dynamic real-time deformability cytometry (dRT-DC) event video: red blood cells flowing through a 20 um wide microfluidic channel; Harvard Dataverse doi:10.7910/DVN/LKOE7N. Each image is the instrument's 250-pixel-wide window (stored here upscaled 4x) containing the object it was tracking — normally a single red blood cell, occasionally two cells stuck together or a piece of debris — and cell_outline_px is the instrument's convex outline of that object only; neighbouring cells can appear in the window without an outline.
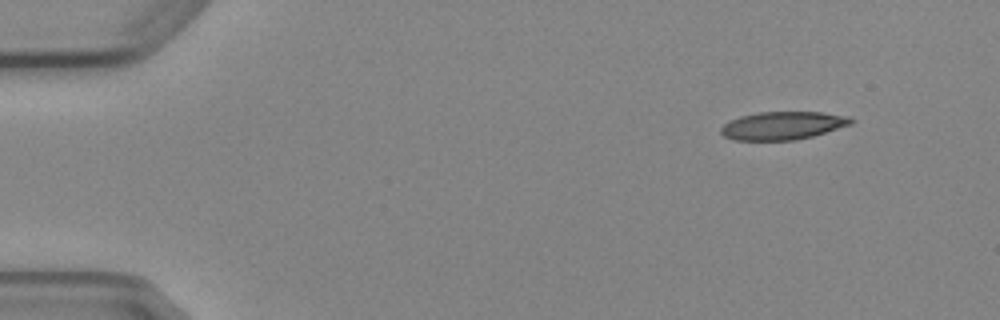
{"species": "Egyptian fruit bat (a non-hibernating species)", "species_latin": "Rousettus aegyptiacus", "temperature_condition": "cold", "stored_images_in_passage": 5, "camera_frame_rate_fps": 3000, "um_per_image_px": 0.085, "animal": {"sex": "female"}, "frame": {"image": 1, "passage_image": 1, "time_ms": 0.0, "image_size_px": [1000, 320], "cell_outline_px": [[856, 120], [852, 124], [812, 136], [796, 140], [736, 140], [724, 136], [720, 132], [720, 128], [728, 120], [740, 116], [756, 112], [820, 112], [848, 116]], "centroid_in_image_um": [66.52, 10.67], "position_along_channel_um": 18.5, "area_um2": 21.33}}
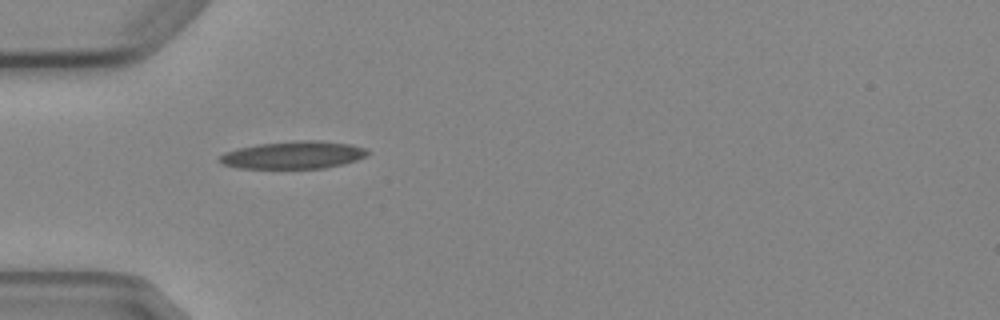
{"frame": {"image": 2, "passage_image": 4, "time_ms": 3.667, "image_size_px": [1000, 320], "cell_outline_px": [[372, 152], [368, 156], [344, 164], [324, 168], [240, 168], [224, 164], [216, 160], [224, 152], [240, 148], [260, 144], [300, 140], [320, 140], [352, 144], [364, 148]], "centroid_in_image_um": [25.0, 13.17], "position_along_channel_um": 60.0, "area_um2": 23.81}}
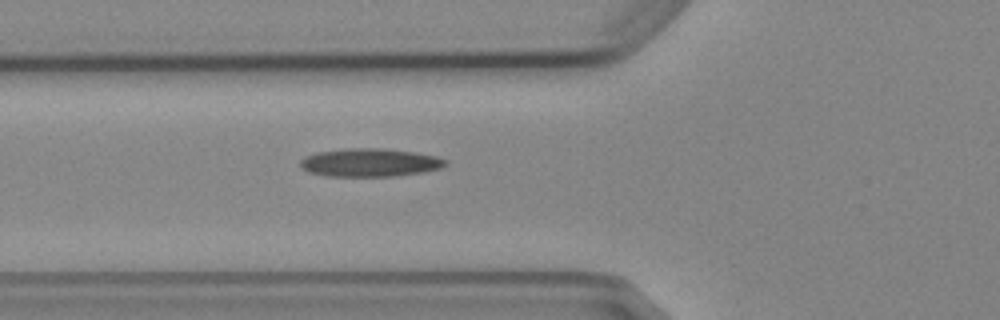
{"frame": {"image": 3, "passage_image": 5, "time_ms": 4.667, "image_size_px": [1000, 320], "cell_outline_px": [[448, 164], [440, 168], [424, 172], [396, 176], [328, 176], [308, 172], [300, 164], [300, 160], [304, 156], [316, 152], [348, 148], [380, 148], [412, 152], [436, 156], [448, 160]], "centroid_in_image_um": [31.44, 13.82], "position_along_channel_um": 94.4, "area_um2": 23.87}}